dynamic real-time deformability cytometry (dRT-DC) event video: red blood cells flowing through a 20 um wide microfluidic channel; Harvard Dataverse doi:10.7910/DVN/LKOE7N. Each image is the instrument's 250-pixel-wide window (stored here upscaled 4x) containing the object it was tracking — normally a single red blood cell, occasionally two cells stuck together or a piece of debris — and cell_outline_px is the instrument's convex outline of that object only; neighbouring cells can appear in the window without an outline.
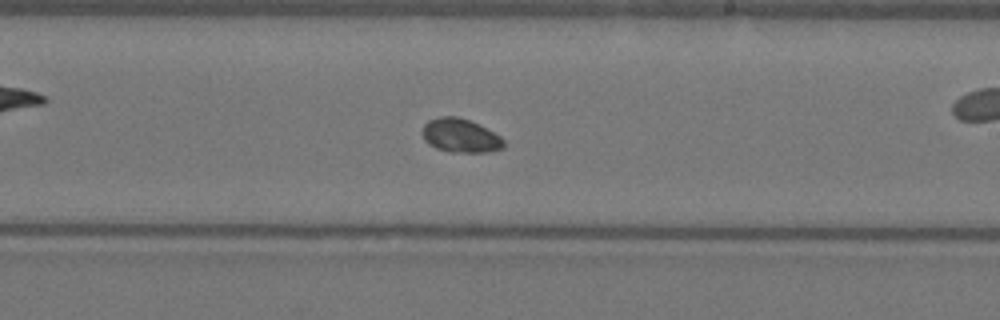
{"species": "Egyptian fruit bat (a non-hibernating species)", "species_latin": "Rousettus aegyptiacus", "temperature_condition": "warm", "stored_images_in_passage": 52, "camera_frame_rate_fps": 3000, "um_per_image_px": 0.085, "animal": {"sex": "female"}, "frame": {"image": 1, "passage_image": 30, "time_ms": 9.667, "image_size_px": [1000, 320], "cell_outline_px": [[504, 148], [492, 152], [452, 152], [436, 148], [428, 144], [424, 140], [420, 132], [424, 124], [428, 120], [440, 116], [456, 116], [468, 120], [500, 136], [504, 140]], "centroid_in_image_um": [39.09, 11.54], "position_along_channel_um": 249.9, "area_um2": 16.07}}
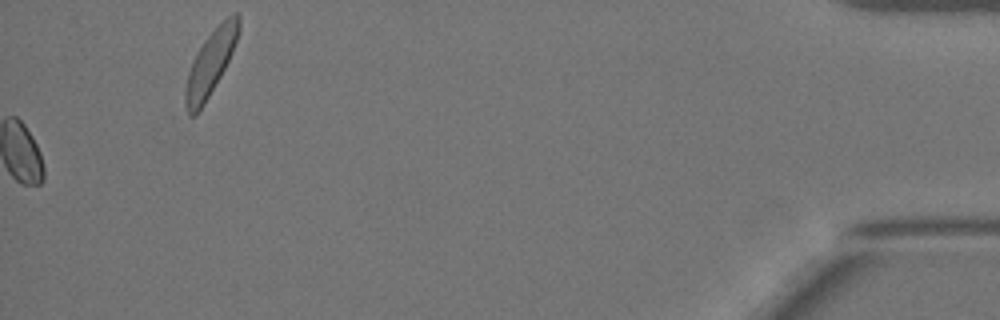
{"frame": {"image": 2, "passage_image": 52, "time_ms": 17.0, "image_size_px": [1000, 320], "cell_outline_px": [[240, 32], [232, 52], [220, 76], [204, 104], [196, 116], [188, 116], [184, 104], [184, 92], [188, 72], [192, 60], [196, 52], [204, 40], [232, 12], [236, 12], [240, 16]], "centroid_in_image_um": [17.87, 5.38], "position_along_channel_um": 417.3, "area_um2": 20.06}, "authors_computed_cell_mechanics": {"area_um2": 16.0973, "velocity_mm_per_s": 3.9161, "shape_relaxation_time_tau1_ms": null, "shape_relaxation_time_tau2_ms": 1.9595, "deformation_change_tau1": null, "deformation_change_tau2": 0.0299}}